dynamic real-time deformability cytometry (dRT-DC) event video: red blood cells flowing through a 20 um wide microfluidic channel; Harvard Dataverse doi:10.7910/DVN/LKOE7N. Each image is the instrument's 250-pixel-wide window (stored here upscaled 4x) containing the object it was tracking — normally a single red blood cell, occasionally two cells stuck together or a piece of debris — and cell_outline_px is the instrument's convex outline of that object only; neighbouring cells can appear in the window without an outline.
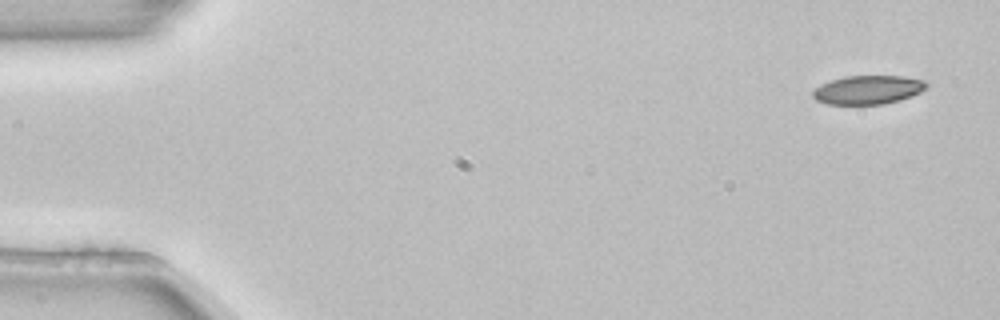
{"species": "common noctule bat (a hibernating species)", "species_latin": "Nyctalus noctula", "temperature_condition": "room temperature", "stored_images_in_passage": 6, "camera_frame_rate_fps": 3000, "um_per_image_px": 0.085, "animal": {"sex": "female", "body_mass_g": 22.7, "forearm_length_mm": 54.2}, "frame": {"image": 1, "passage_image": 1, "time_ms": 0.0, "image_size_px": [1000, 320], "cell_outline_px": [[928, 88], [912, 96], [900, 100], [884, 104], [828, 104], [816, 100], [812, 96], [812, 92], [820, 84], [844, 76], [904, 76], [924, 80], [928, 84]], "centroid_in_image_um": [73.8, 7.63], "position_along_channel_um": 11.2, "area_um2": 19.13}}
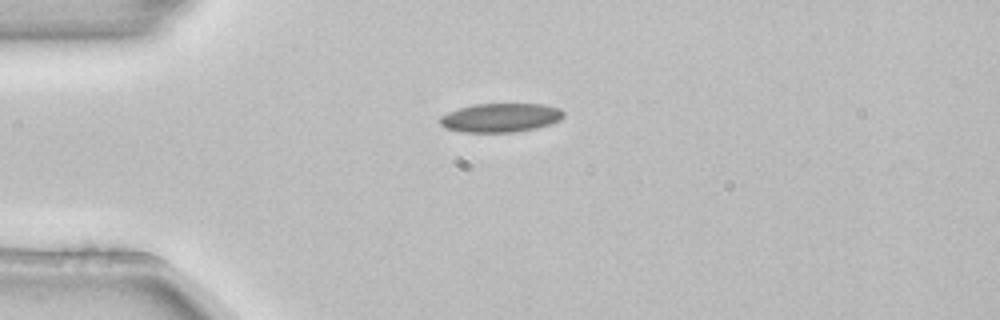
{"frame": {"image": 2, "passage_image": 4, "time_ms": 1.0, "image_size_px": [1000, 320], "cell_outline_px": [[564, 116], [560, 120], [536, 128], [516, 132], [460, 132], [444, 128], [440, 124], [440, 116], [448, 112], [460, 108], [476, 104], [544, 104], [560, 108], [564, 112]], "centroid_in_image_um": [42.54, 10.01], "position_along_channel_um": 42.5, "area_um2": 20.87}}